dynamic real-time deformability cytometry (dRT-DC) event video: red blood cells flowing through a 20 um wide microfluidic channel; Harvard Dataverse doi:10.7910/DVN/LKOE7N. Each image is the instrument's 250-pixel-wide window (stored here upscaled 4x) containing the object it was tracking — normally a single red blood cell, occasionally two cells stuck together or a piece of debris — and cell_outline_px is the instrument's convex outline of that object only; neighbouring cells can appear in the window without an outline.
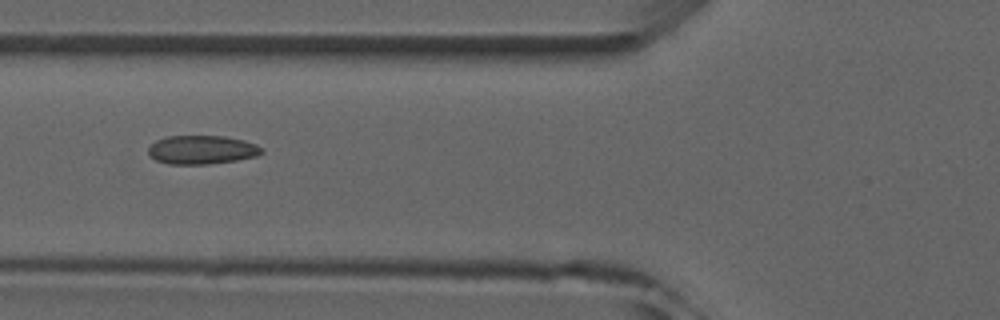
{"species": "common noctule bat (a hibernating species)", "species_latin": "Nyctalus noctula", "temperature_condition": "room temperature", "stored_images_in_passage": 4, "camera_frame_rate_fps": 3000, "um_per_image_px": 0.085, "animal": {"sex": "male", "forearm_length_mm": 52.5}, "frame": {"image": 1, "passage_image": 4, "time_ms": 3.333, "image_size_px": [1000, 320], "cell_outline_px": [[264, 152], [256, 156], [236, 160], [208, 164], [168, 164], [156, 160], [148, 152], [148, 148], [156, 140], [168, 136], [224, 136], [244, 140], [256, 144], [264, 148]], "centroid_in_image_um": [17.18, 12.73], "position_along_channel_um": 108.6, "area_um2": 18.96}}